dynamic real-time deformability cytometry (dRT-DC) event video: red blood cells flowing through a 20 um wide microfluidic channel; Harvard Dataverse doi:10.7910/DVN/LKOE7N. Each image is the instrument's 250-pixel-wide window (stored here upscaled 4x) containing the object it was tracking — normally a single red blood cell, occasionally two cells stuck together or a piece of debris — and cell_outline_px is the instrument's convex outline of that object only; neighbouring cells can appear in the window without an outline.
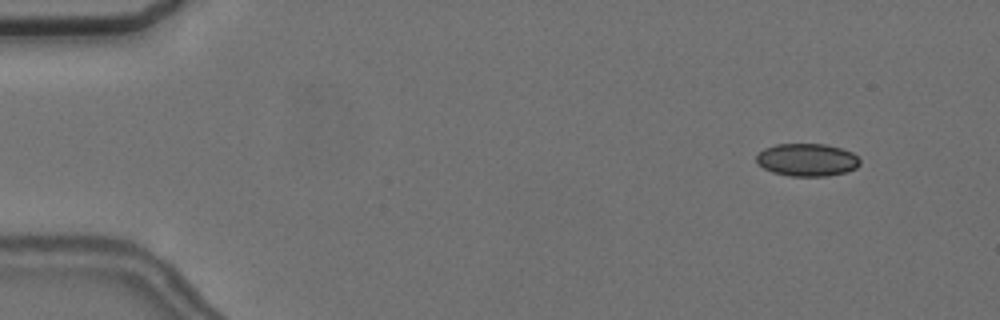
{"species": "common noctule bat (a hibernating species)", "species_latin": "Nyctalus noctula", "temperature_condition": "cold", "stored_images_in_passage": 8, "camera_frame_rate_fps": 3000, "um_per_image_px": 0.085, "animal": {"sex": "female", "body_mass_g": 24.6, "forearm_length_mm": 56.2}, "frame": {"image": 1, "passage_image": 2, "time_ms": 1.667, "image_size_px": [1000, 320], "cell_outline_px": [[860, 164], [856, 168], [844, 172], [828, 176], [792, 176], [772, 172], [764, 168], [756, 160], [756, 156], [764, 148], [776, 144], [824, 144], [840, 148], [852, 152], [860, 160]], "centroid_in_image_um": [68.6, 13.58], "position_along_channel_um": 16.4, "area_um2": 19.59}}
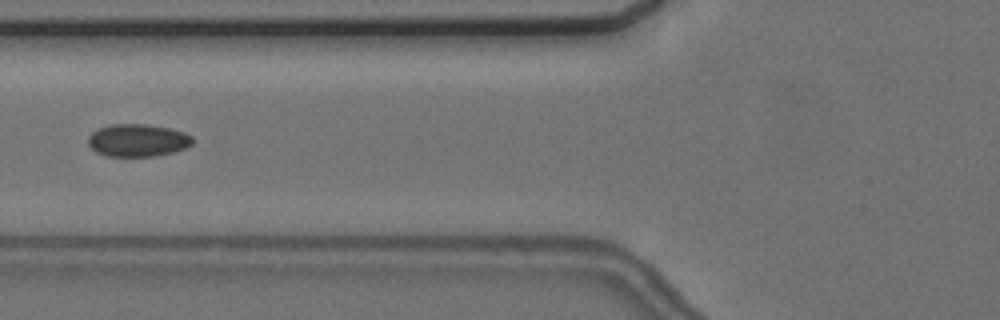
{"frame": {"image": 2, "passage_image": 6, "time_ms": 7.333, "image_size_px": [1000, 320], "cell_outline_px": [[192, 144], [184, 148], [172, 152], [156, 156], [108, 156], [96, 152], [88, 144], [88, 136], [92, 132], [100, 128], [112, 124], [144, 124], [168, 128], [184, 132], [192, 136]], "centroid_in_image_um": [11.69, 11.93], "position_along_channel_um": 114.1, "area_um2": 19.65}}
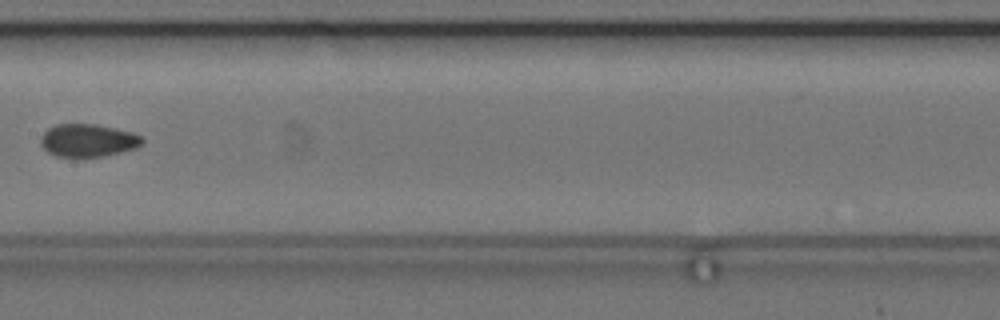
{"frame": {"image": 3, "passage_image": 8, "time_ms": 9.667, "image_size_px": [1000, 320], "cell_outline_px": [[144, 140], [136, 148], [104, 156], [76, 160], [72, 160], [56, 156], [48, 152], [40, 144], [40, 136], [48, 128], [56, 124], [96, 124], [116, 128], [132, 132], [140, 136]], "centroid_in_image_um": [7.42, 11.97], "position_along_channel_um": 200.0, "area_um2": 20.06}}